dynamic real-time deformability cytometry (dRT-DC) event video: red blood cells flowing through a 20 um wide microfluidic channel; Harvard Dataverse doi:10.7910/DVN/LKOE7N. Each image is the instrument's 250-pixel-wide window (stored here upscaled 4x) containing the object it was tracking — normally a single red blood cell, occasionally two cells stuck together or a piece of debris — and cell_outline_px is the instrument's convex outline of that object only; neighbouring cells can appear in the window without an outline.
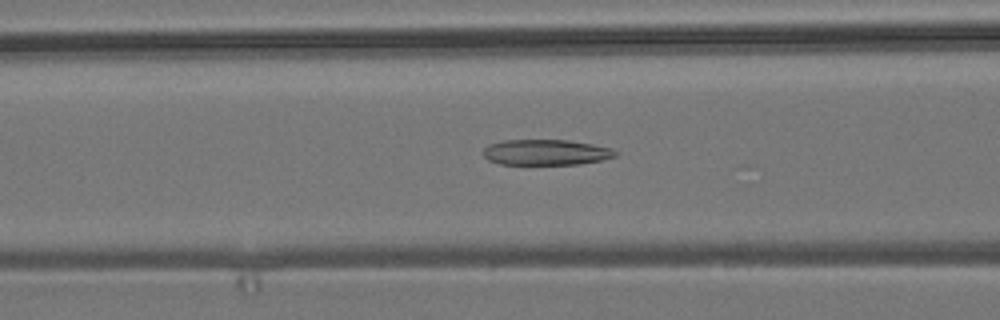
{"species": "common noctule bat (a hibernating species)", "species_latin": "Nyctalus noctula", "temperature_condition": "room temperature", "stored_images_in_passage": 53, "camera_frame_rate_fps": 3000, "um_per_image_px": 0.085, "animal": {"sex": "male", "body_mass_g": 19.2, "forearm_length_mm": 51.8}, "frame": {"image": 1, "passage_image": 20, "time_ms": 6.333, "image_size_px": [1000, 320], "cell_outline_px": [[620, 152], [616, 156], [600, 160], [580, 164], [500, 164], [488, 160], [484, 156], [484, 148], [488, 144], [504, 140], [568, 140], [592, 144], [612, 148]], "centroid_in_image_um": [46.42, 12.94], "position_along_channel_um": 120.2, "area_um2": 19.77}}
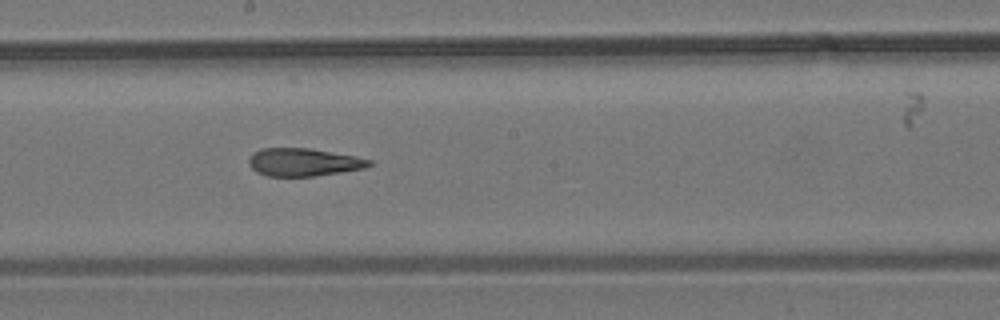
{"frame": {"image": 2, "passage_image": 28, "time_ms": 9.0, "image_size_px": [1000, 320], "cell_outline_px": [[372, 164], [364, 168], [340, 172], [312, 176], [268, 176], [256, 172], [248, 164], [248, 160], [252, 152], [260, 148], [312, 148], [356, 156], [372, 160]], "centroid_in_image_um": [25.77, 13.77], "position_along_channel_um": 222.4, "area_um2": 19.65}}
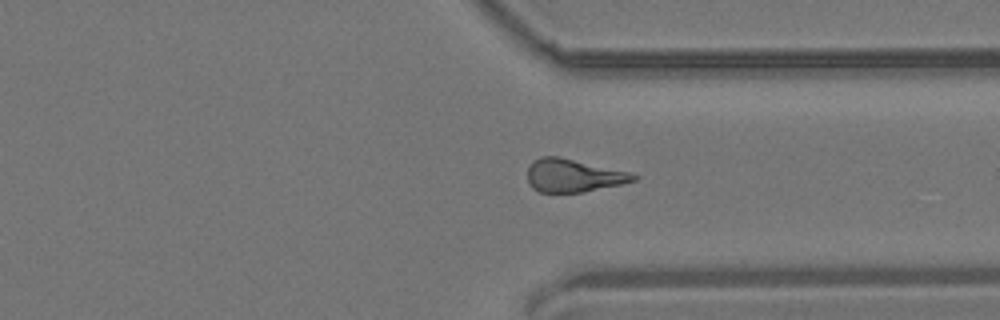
{"frame": {"image": 3, "passage_image": 39, "time_ms": 12.667, "image_size_px": [1000, 320], "cell_outline_px": [[640, 176], [636, 180], [620, 184], [584, 192], [540, 192], [532, 188], [528, 184], [528, 168], [532, 160], [540, 156], [560, 156], [632, 172]], "centroid_in_image_um": [48.74, 14.9], "position_along_channel_um": 362.7, "area_um2": 20.69}, "authors_computed_cell_mechanics": {"area_um2": 20.519, "velocity_mm_per_s": 3.8326, "shape_relaxation_time_tau1_ms": 9.121, "shape_relaxation_time_tau2_ms": 2.9582, "deformation_change_tau1": 0.2369, "deformation_change_tau2": 0.1437}}